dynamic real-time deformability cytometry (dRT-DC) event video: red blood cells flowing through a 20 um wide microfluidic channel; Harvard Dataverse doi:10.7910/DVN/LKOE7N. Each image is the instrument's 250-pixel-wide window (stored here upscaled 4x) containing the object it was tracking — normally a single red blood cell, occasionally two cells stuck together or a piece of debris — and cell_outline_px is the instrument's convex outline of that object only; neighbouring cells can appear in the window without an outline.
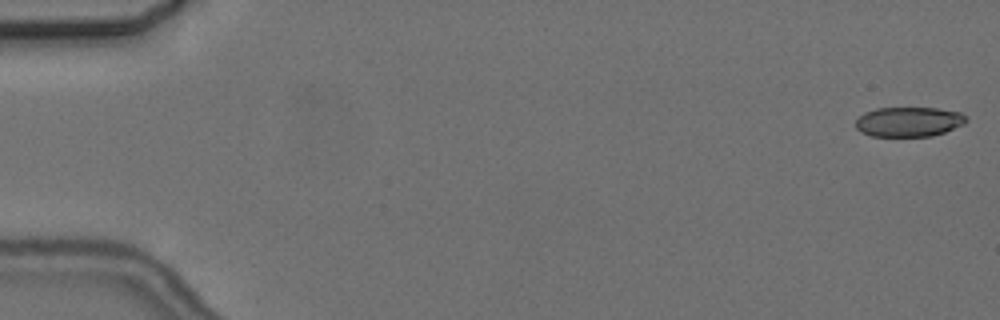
{"species": "common noctule bat (a hibernating species)", "species_latin": "Nyctalus noctula", "temperature_condition": "cold", "stored_images_in_passage": 5, "camera_frame_rate_fps": 3000, "um_per_image_px": 0.085, "animal": {"sex": "female", "body_mass_g": 24.6, "forearm_length_mm": 56.2}, "frame": {"image": 1, "passage_image": 1, "time_ms": 0.0, "image_size_px": [1000, 320], "cell_outline_px": [[968, 120], [964, 124], [944, 132], [932, 136], [872, 136], [860, 132], [856, 128], [856, 120], [864, 112], [876, 108], [936, 108], [960, 112], [968, 116]], "centroid_in_image_um": [77.26, 10.35], "position_along_channel_um": 7.7, "area_um2": 19.25}}